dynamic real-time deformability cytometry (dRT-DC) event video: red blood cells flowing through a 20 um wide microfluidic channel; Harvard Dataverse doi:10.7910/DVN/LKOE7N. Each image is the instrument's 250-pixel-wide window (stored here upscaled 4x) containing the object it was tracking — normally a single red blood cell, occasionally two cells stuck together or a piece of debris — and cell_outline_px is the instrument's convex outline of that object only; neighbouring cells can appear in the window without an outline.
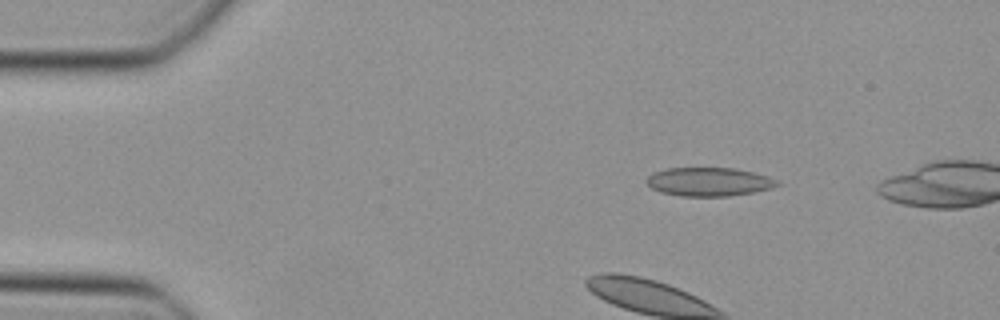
{"species": "Egyptian fruit bat (a non-hibernating species)", "species_latin": "Rousettus aegyptiacus", "temperature_condition": "cold", "stored_images_in_passage": 22, "camera_frame_rate_fps": 3000, "um_per_image_px": 0.085, "animal": {"sex": "female"}, "frame": {"image": 1, "passage_image": 7, "time_ms": 2.0, "image_size_px": [1000, 320], "cell_outline_px": [[780, 184], [772, 188], [752, 192], [728, 196], [680, 196], [660, 192], [652, 188], [644, 180], [652, 172], [668, 168], [732, 168], [752, 172], [768, 176], [780, 180]], "centroid_in_image_um": [60.25, 15.45], "position_along_channel_um": 24.8, "area_um2": 21.85}}